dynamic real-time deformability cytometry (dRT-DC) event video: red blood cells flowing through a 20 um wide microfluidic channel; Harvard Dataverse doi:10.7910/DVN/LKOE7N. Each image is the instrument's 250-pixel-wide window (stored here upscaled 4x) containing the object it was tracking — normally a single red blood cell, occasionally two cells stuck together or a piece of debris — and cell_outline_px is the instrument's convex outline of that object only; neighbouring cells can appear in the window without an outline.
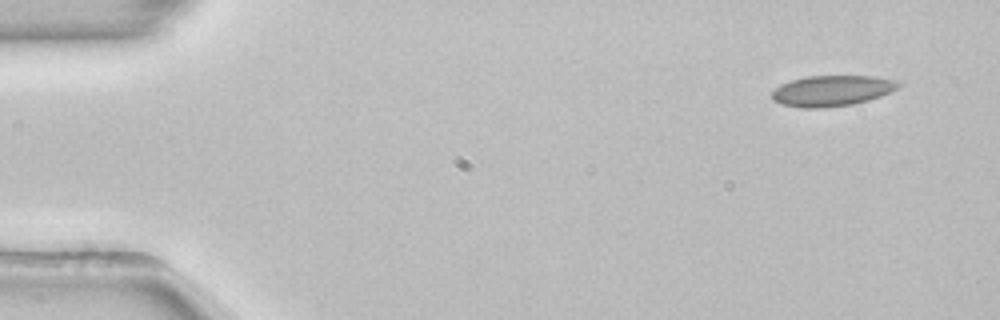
{"species": "common noctule bat (a hibernating species)", "species_latin": "Nyctalus noctula", "temperature_condition": "room temperature", "stored_images_in_passage": 50, "camera_frame_rate_fps": 3000, "um_per_image_px": 0.085, "animal": {"sex": "female", "body_mass_g": 22.7, "forearm_length_mm": 54.2}, "frame": {"image": 1, "passage_image": 1, "time_ms": 0.0, "image_size_px": [1000, 320], "cell_outline_px": [[904, 84], [900, 88], [880, 96], [868, 100], [852, 104], [824, 108], [800, 108], [780, 104], [772, 100], [772, 92], [780, 84], [792, 80], [808, 76], [872, 76], [904, 80]], "centroid_in_image_um": [70.78, 7.71], "position_along_channel_um": 14.2, "area_um2": 23.06}}
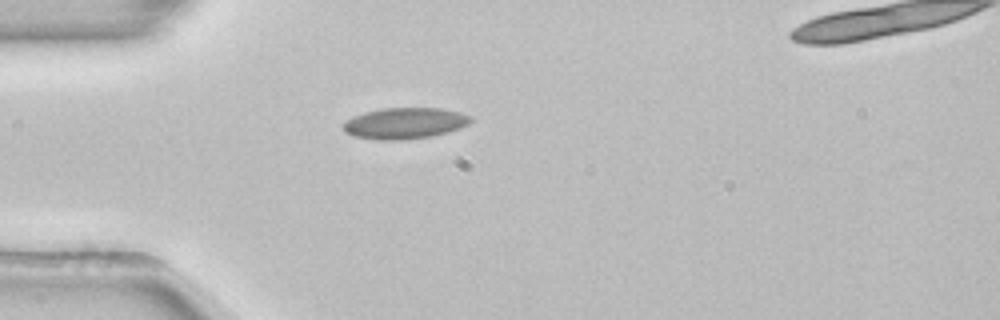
{"frame": {"image": 2, "passage_image": 12, "time_ms": 3.667, "image_size_px": [1000, 320], "cell_outline_px": [[472, 120], [468, 124], [460, 128], [448, 132], [432, 136], [400, 140], [380, 140], [352, 136], [344, 132], [344, 120], [364, 112], [384, 108], [440, 108], [460, 112], [472, 116]], "centroid_in_image_um": [34.4, 10.47], "position_along_channel_um": 50.6, "area_um2": 23.24}}
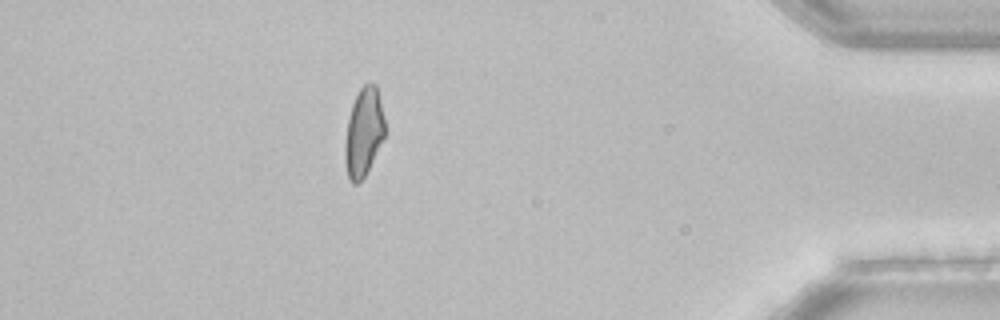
{"frame": {"image": 3, "passage_image": 44, "time_ms": 14.333, "image_size_px": [1000, 320], "cell_outline_px": [[388, 132], [364, 176], [356, 184], [352, 184], [348, 180], [344, 160], [344, 144], [348, 120], [352, 104], [360, 88], [364, 84], [376, 84]], "centroid_in_image_um": [30.92, 11.26], "position_along_channel_um": 404.3, "area_um2": 20.87}, "authors_computed_cell_mechanics": {"area_um2": 21.7617, "velocity_mm_per_s": 3.8661, "shape_relaxation_time_tau1_ms": null, "shape_relaxation_time_tau2_ms": 1.4164, "deformation_change_tau1": null, "deformation_change_tau2": 0.0729}}